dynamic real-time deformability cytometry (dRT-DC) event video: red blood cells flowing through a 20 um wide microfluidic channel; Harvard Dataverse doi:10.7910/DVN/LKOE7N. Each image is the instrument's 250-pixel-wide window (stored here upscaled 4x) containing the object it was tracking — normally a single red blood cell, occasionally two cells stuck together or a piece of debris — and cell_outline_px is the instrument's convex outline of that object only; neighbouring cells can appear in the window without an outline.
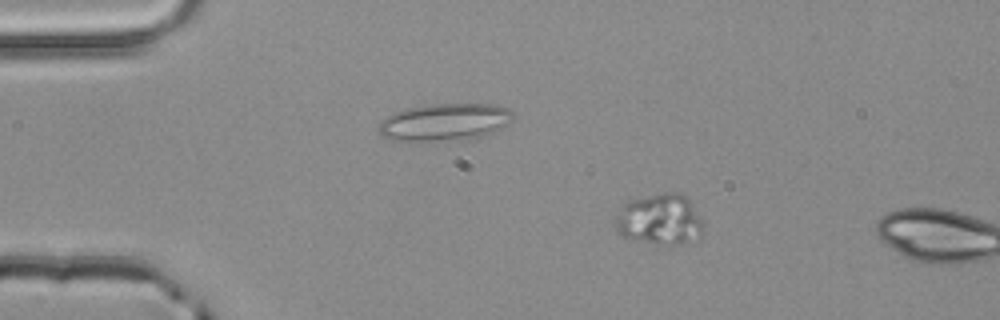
{"species": "common noctule bat (a hibernating species)", "species_latin": "Nyctalus noctula", "temperature_condition": "room temperature", "stored_images_in_passage": 3, "segment_of_instrument_passage": [1, 2], "camera_frame_rate_fps": 3000, "um_per_image_px": 0.085, "animal": {"sex": "male", "body_mass_g": 20.4}, "frame": {"image": 1, "passage_image": 2, "time_ms": 0.333, "image_size_px": [1000, 320], "cell_outline_px": [[704, 228], [700, 236], [676, 244], [672, 244], [644, 240], [624, 236], [616, 232], [612, 216], [624, 204], [632, 200], [664, 192], [680, 192], [692, 204]], "centroid_in_image_um": [56.02, 18.61], "position_along_channel_um": 29.0, "area_um2": 25.43}}